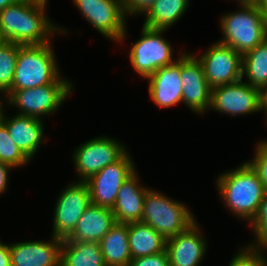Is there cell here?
<instances>
[{"label":"cell","mask_w":267,"mask_h":266,"mask_svg":"<svg viewBox=\"0 0 267 266\" xmlns=\"http://www.w3.org/2000/svg\"><path fill=\"white\" fill-rule=\"evenodd\" d=\"M46 0H19L0 11V39L19 45L51 42L52 35L68 30L55 25L46 15Z\"/></svg>","instance_id":"cell-1"},{"label":"cell","mask_w":267,"mask_h":266,"mask_svg":"<svg viewBox=\"0 0 267 266\" xmlns=\"http://www.w3.org/2000/svg\"><path fill=\"white\" fill-rule=\"evenodd\" d=\"M218 194L230 212L250 224L257 216L265 190L258 173L246 161L216 179Z\"/></svg>","instance_id":"cell-2"},{"label":"cell","mask_w":267,"mask_h":266,"mask_svg":"<svg viewBox=\"0 0 267 266\" xmlns=\"http://www.w3.org/2000/svg\"><path fill=\"white\" fill-rule=\"evenodd\" d=\"M51 42L40 45H20L11 90H21L45 84H73L62 77Z\"/></svg>","instance_id":"cell-3"},{"label":"cell","mask_w":267,"mask_h":266,"mask_svg":"<svg viewBox=\"0 0 267 266\" xmlns=\"http://www.w3.org/2000/svg\"><path fill=\"white\" fill-rule=\"evenodd\" d=\"M238 11L224 14L220 19L223 34L219 42L231 46L242 56L267 38L263 8L239 5Z\"/></svg>","instance_id":"cell-4"},{"label":"cell","mask_w":267,"mask_h":266,"mask_svg":"<svg viewBox=\"0 0 267 266\" xmlns=\"http://www.w3.org/2000/svg\"><path fill=\"white\" fill-rule=\"evenodd\" d=\"M159 192L151 188L147 190L141 222L168 239L186 231L197 219L183 202Z\"/></svg>","instance_id":"cell-5"},{"label":"cell","mask_w":267,"mask_h":266,"mask_svg":"<svg viewBox=\"0 0 267 266\" xmlns=\"http://www.w3.org/2000/svg\"><path fill=\"white\" fill-rule=\"evenodd\" d=\"M74 84H45L32 89L10 90L6 94L9 106L18 108V115L42 120L54 114L73 91Z\"/></svg>","instance_id":"cell-6"},{"label":"cell","mask_w":267,"mask_h":266,"mask_svg":"<svg viewBox=\"0 0 267 266\" xmlns=\"http://www.w3.org/2000/svg\"><path fill=\"white\" fill-rule=\"evenodd\" d=\"M164 32L143 25L140 39L129 50L132 68L144 79L177 60L173 58L172 44L162 36Z\"/></svg>","instance_id":"cell-7"},{"label":"cell","mask_w":267,"mask_h":266,"mask_svg":"<svg viewBox=\"0 0 267 266\" xmlns=\"http://www.w3.org/2000/svg\"><path fill=\"white\" fill-rule=\"evenodd\" d=\"M127 153L126 146L115 138L97 136L77 147L72 160L77 181L86 182L107 165L113 164Z\"/></svg>","instance_id":"cell-8"},{"label":"cell","mask_w":267,"mask_h":266,"mask_svg":"<svg viewBox=\"0 0 267 266\" xmlns=\"http://www.w3.org/2000/svg\"><path fill=\"white\" fill-rule=\"evenodd\" d=\"M83 17L101 35L123 42L127 37L126 14L122 0H72Z\"/></svg>","instance_id":"cell-9"},{"label":"cell","mask_w":267,"mask_h":266,"mask_svg":"<svg viewBox=\"0 0 267 266\" xmlns=\"http://www.w3.org/2000/svg\"><path fill=\"white\" fill-rule=\"evenodd\" d=\"M196 57L203 66L211 89L243 79V56L231 46L216 41L200 57L197 55Z\"/></svg>","instance_id":"cell-10"},{"label":"cell","mask_w":267,"mask_h":266,"mask_svg":"<svg viewBox=\"0 0 267 266\" xmlns=\"http://www.w3.org/2000/svg\"><path fill=\"white\" fill-rule=\"evenodd\" d=\"M68 185L58 195L54 208L52 235L61 239L74 231L77 221L91 204L86 182L75 181Z\"/></svg>","instance_id":"cell-11"},{"label":"cell","mask_w":267,"mask_h":266,"mask_svg":"<svg viewBox=\"0 0 267 266\" xmlns=\"http://www.w3.org/2000/svg\"><path fill=\"white\" fill-rule=\"evenodd\" d=\"M127 152L121 159L107 165L86 181L91 203L112 209L120 187L137 170Z\"/></svg>","instance_id":"cell-12"},{"label":"cell","mask_w":267,"mask_h":266,"mask_svg":"<svg viewBox=\"0 0 267 266\" xmlns=\"http://www.w3.org/2000/svg\"><path fill=\"white\" fill-rule=\"evenodd\" d=\"M209 110L230 116L263 112L260 89L240 80L211 89Z\"/></svg>","instance_id":"cell-13"},{"label":"cell","mask_w":267,"mask_h":266,"mask_svg":"<svg viewBox=\"0 0 267 266\" xmlns=\"http://www.w3.org/2000/svg\"><path fill=\"white\" fill-rule=\"evenodd\" d=\"M182 103L195 114H203L210 108L211 88L204 69L193 53L181 54Z\"/></svg>","instance_id":"cell-14"},{"label":"cell","mask_w":267,"mask_h":266,"mask_svg":"<svg viewBox=\"0 0 267 266\" xmlns=\"http://www.w3.org/2000/svg\"><path fill=\"white\" fill-rule=\"evenodd\" d=\"M197 221L186 231L167 239L169 266H199L206 256L207 241Z\"/></svg>","instance_id":"cell-15"},{"label":"cell","mask_w":267,"mask_h":266,"mask_svg":"<svg viewBox=\"0 0 267 266\" xmlns=\"http://www.w3.org/2000/svg\"><path fill=\"white\" fill-rule=\"evenodd\" d=\"M181 53L177 60L159 68L146 80L149 82V95L159 108H169L182 103Z\"/></svg>","instance_id":"cell-16"},{"label":"cell","mask_w":267,"mask_h":266,"mask_svg":"<svg viewBox=\"0 0 267 266\" xmlns=\"http://www.w3.org/2000/svg\"><path fill=\"white\" fill-rule=\"evenodd\" d=\"M51 237L10 244L11 266H60L63 239Z\"/></svg>","instance_id":"cell-17"},{"label":"cell","mask_w":267,"mask_h":266,"mask_svg":"<svg viewBox=\"0 0 267 266\" xmlns=\"http://www.w3.org/2000/svg\"><path fill=\"white\" fill-rule=\"evenodd\" d=\"M5 116L4 113L1 122L8 129L11 139L30 160L33 159L40 145L46 141L43 120L18 114Z\"/></svg>","instance_id":"cell-18"},{"label":"cell","mask_w":267,"mask_h":266,"mask_svg":"<svg viewBox=\"0 0 267 266\" xmlns=\"http://www.w3.org/2000/svg\"><path fill=\"white\" fill-rule=\"evenodd\" d=\"M137 174L136 170L118 191L115 204L111 209L117 223L129 224L141 221L144 199L149 188L139 183Z\"/></svg>","instance_id":"cell-19"},{"label":"cell","mask_w":267,"mask_h":266,"mask_svg":"<svg viewBox=\"0 0 267 266\" xmlns=\"http://www.w3.org/2000/svg\"><path fill=\"white\" fill-rule=\"evenodd\" d=\"M115 224L116 219L110 208L91 203L77 221L74 231L66 239L99 243Z\"/></svg>","instance_id":"cell-20"},{"label":"cell","mask_w":267,"mask_h":266,"mask_svg":"<svg viewBox=\"0 0 267 266\" xmlns=\"http://www.w3.org/2000/svg\"><path fill=\"white\" fill-rule=\"evenodd\" d=\"M128 242L132 259L166 251L167 239L141 221L128 224Z\"/></svg>","instance_id":"cell-21"},{"label":"cell","mask_w":267,"mask_h":266,"mask_svg":"<svg viewBox=\"0 0 267 266\" xmlns=\"http://www.w3.org/2000/svg\"><path fill=\"white\" fill-rule=\"evenodd\" d=\"M99 243L106 266H129L128 224L116 222Z\"/></svg>","instance_id":"cell-22"},{"label":"cell","mask_w":267,"mask_h":266,"mask_svg":"<svg viewBox=\"0 0 267 266\" xmlns=\"http://www.w3.org/2000/svg\"><path fill=\"white\" fill-rule=\"evenodd\" d=\"M60 266H106L98 242H77L63 239Z\"/></svg>","instance_id":"cell-23"},{"label":"cell","mask_w":267,"mask_h":266,"mask_svg":"<svg viewBox=\"0 0 267 266\" xmlns=\"http://www.w3.org/2000/svg\"><path fill=\"white\" fill-rule=\"evenodd\" d=\"M190 0H157L150 10L144 15V26L168 30L185 13Z\"/></svg>","instance_id":"cell-24"},{"label":"cell","mask_w":267,"mask_h":266,"mask_svg":"<svg viewBox=\"0 0 267 266\" xmlns=\"http://www.w3.org/2000/svg\"><path fill=\"white\" fill-rule=\"evenodd\" d=\"M242 76L260 90L267 83V38L243 55Z\"/></svg>","instance_id":"cell-25"},{"label":"cell","mask_w":267,"mask_h":266,"mask_svg":"<svg viewBox=\"0 0 267 266\" xmlns=\"http://www.w3.org/2000/svg\"><path fill=\"white\" fill-rule=\"evenodd\" d=\"M19 48L10 41L0 42V91L4 94L11 90Z\"/></svg>","instance_id":"cell-26"},{"label":"cell","mask_w":267,"mask_h":266,"mask_svg":"<svg viewBox=\"0 0 267 266\" xmlns=\"http://www.w3.org/2000/svg\"><path fill=\"white\" fill-rule=\"evenodd\" d=\"M31 161L13 142L8 129L0 121V162L20 168Z\"/></svg>","instance_id":"cell-27"},{"label":"cell","mask_w":267,"mask_h":266,"mask_svg":"<svg viewBox=\"0 0 267 266\" xmlns=\"http://www.w3.org/2000/svg\"><path fill=\"white\" fill-rule=\"evenodd\" d=\"M263 250L266 251L267 247L248 243L234 254L228 266H267V256Z\"/></svg>","instance_id":"cell-28"},{"label":"cell","mask_w":267,"mask_h":266,"mask_svg":"<svg viewBox=\"0 0 267 266\" xmlns=\"http://www.w3.org/2000/svg\"><path fill=\"white\" fill-rule=\"evenodd\" d=\"M249 225L252 226L251 230L256 238L250 244L265 246L267 244V191H265L257 216Z\"/></svg>","instance_id":"cell-29"},{"label":"cell","mask_w":267,"mask_h":266,"mask_svg":"<svg viewBox=\"0 0 267 266\" xmlns=\"http://www.w3.org/2000/svg\"><path fill=\"white\" fill-rule=\"evenodd\" d=\"M247 162L258 173L264 190L267 191V140L258 142L254 157Z\"/></svg>","instance_id":"cell-30"},{"label":"cell","mask_w":267,"mask_h":266,"mask_svg":"<svg viewBox=\"0 0 267 266\" xmlns=\"http://www.w3.org/2000/svg\"><path fill=\"white\" fill-rule=\"evenodd\" d=\"M157 0H122L124 12L129 16L145 15Z\"/></svg>","instance_id":"cell-31"},{"label":"cell","mask_w":267,"mask_h":266,"mask_svg":"<svg viewBox=\"0 0 267 266\" xmlns=\"http://www.w3.org/2000/svg\"><path fill=\"white\" fill-rule=\"evenodd\" d=\"M129 266H169V257L167 251L154 255L134 258L130 261Z\"/></svg>","instance_id":"cell-32"},{"label":"cell","mask_w":267,"mask_h":266,"mask_svg":"<svg viewBox=\"0 0 267 266\" xmlns=\"http://www.w3.org/2000/svg\"><path fill=\"white\" fill-rule=\"evenodd\" d=\"M14 169L12 166L6 163L0 162V195L4 194L8 187L9 172Z\"/></svg>","instance_id":"cell-33"},{"label":"cell","mask_w":267,"mask_h":266,"mask_svg":"<svg viewBox=\"0 0 267 266\" xmlns=\"http://www.w3.org/2000/svg\"><path fill=\"white\" fill-rule=\"evenodd\" d=\"M0 266H11L10 244L0 240Z\"/></svg>","instance_id":"cell-34"},{"label":"cell","mask_w":267,"mask_h":266,"mask_svg":"<svg viewBox=\"0 0 267 266\" xmlns=\"http://www.w3.org/2000/svg\"><path fill=\"white\" fill-rule=\"evenodd\" d=\"M261 95V105L262 109L265 112V120L267 122V83L264 85V87L260 90Z\"/></svg>","instance_id":"cell-35"},{"label":"cell","mask_w":267,"mask_h":266,"mask_svg":"<svg viewBox=\"0 0 267 266\" xmlns=\"http://www.w3.org/2000/svg\"><path fill=\"white\" fill-rule=\"evenodd\" d=\"M19 0H0V11L9 5L17 3Z\"/></svg>","instance_id":"cell-36"},{"label":"cell","mask_w":267,"mask_h":266,"mask_svg":"<svg viewBox=\"0 0 267 266\" xmlns=\"http://www.w3.org/2000/svg\"><path fill=\"white\" fill-rule=\"evenodd\" d=\"M0 94H3L4 96L3 97H5V101H7V98H6V94H4L3 92H1L0 91ZM0 96H2V95H0ZM2 97H0V121H1V119L3 118V115H4V112H5V110H4V105L3 104H5L4 102V100H2L1 99Z\"/></svg>","instance_id":"cell-37"},{"label":"cell","mask_w":267,"mask_h":266,"mask_svg":"<svg viewBox=\"0 0 267 266\" xmlns=\"http://www.w3.org/2000/svg\"><path fill=\"white\" fill-rule=\"evenodd\" d=\"M238 1L239 5H256L257 6V0H236Z\"/></svg>","instance_id":"cell-38"},{"label":"cell","mask_w":267,"mask_h":266,"mask_svg":"<svg viewBox=\"0 0 267 266\" xmlns=\"http://www.w3.org/2000/svg\"><path fill=\"white\" fill-rule=\"evenodd\" d=\"M263 14H264L265 29L267 34V5L263 8Z\"/></svg>","instance_id":"cell-39"},{"label":"cell","mask_w":267,"mask_h":266,"mask_svg":"<svg viewBox=\"0 0 267 266\" xmlns=\"http://www.w3.org/2000/svg\"><path fill=\"white\" fill-rule=\"evenodd\" d=\"M267 5V0H257V6L264 8Z\"/></svg>","instance_id":"cell-40"}]
</instances>
